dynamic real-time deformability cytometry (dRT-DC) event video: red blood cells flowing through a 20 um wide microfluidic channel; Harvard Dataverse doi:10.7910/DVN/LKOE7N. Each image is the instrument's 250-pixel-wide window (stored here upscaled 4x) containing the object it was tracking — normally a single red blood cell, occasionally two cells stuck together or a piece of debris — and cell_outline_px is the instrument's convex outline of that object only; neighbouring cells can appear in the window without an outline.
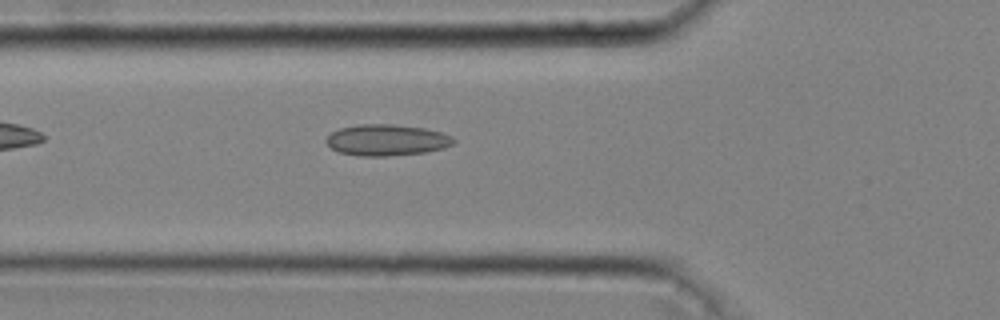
{"species": "common noctule bat (a hibernating species)", "species_latin": "Nyctalus noctula", "temperature_condition": "cold", "stored_images_in_passage": 30, "camera_frame_rate_fps": 3000, "um_per_image_px": 0.085, "animal": {"sex": "male", "body_mass_g": 20.4}, "frame": {"image": 1, "passage_image": 3, "time_ms": 0.667, "image_size_px": [1000, 320], "cell_outline_px": [[456, 140], [452, 144], [444, 148], [424, 152], [388, 156], [360, 156], [340, 152], [332, 148], [324, 140], [332, 132], [340, 128], [360, 124], [392, 124], [424, 128], [440, 132], [452, 136]], "centroid_in_image_um": [32.87, 11.9], "position_along_channel_um": 92.9, "area_um2": 23.06}}
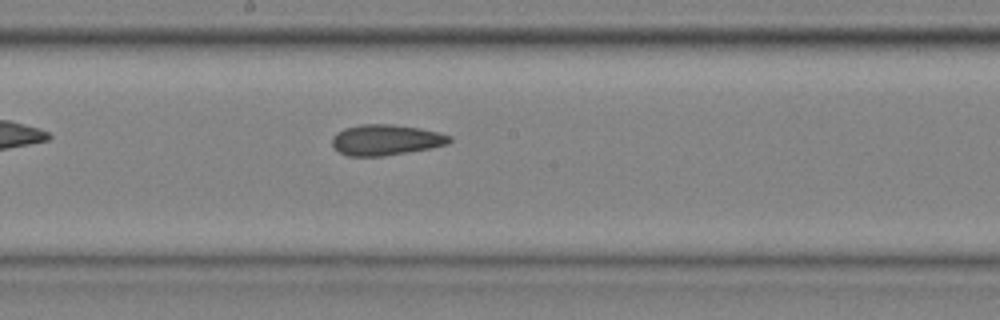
{"frame": {"image": 2, "passage_image": 12, "time_ms": 3.667, "image_size_px": [1000, 320], "cell_outline_px": [[452, 140], [448, 144], [432, 148], [384, 156], [348, 156], [340, 152], [332, 144], [332, 136], [336, 132], [344, 128], [360, 124], [388, 124], [420, 128], [452, 136]], "centroid_in_image_um": [32.79, 11.89], "position_along_channel_um": 215.4, "area_um2": 21.04}}
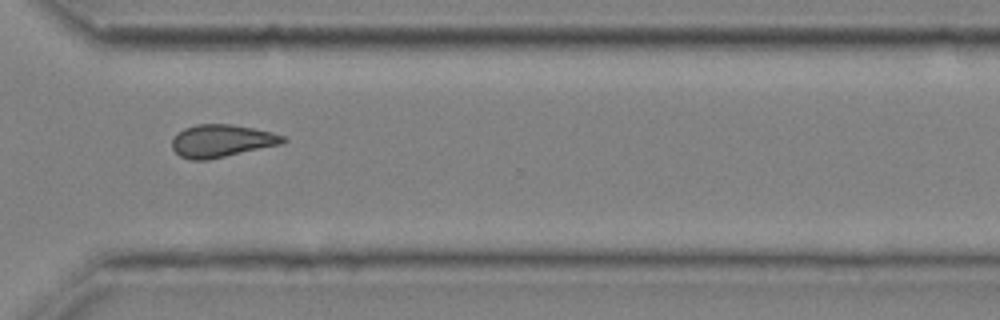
{"frame": {"image": 3, "passage_image": 22, "time_ms": 7.0, "image_size_px": [1000, 320], "cell_outline_px": [[288, 140], [284, 144], [208, 160], [192, 160], [180, 156], [172, 148], [172, 140], [184, 128], [196, 124], [232, 124], [272, 132], [284, 136]], "centroid_in_image_um": [18.88, 11.98], "position_along_channel_um": 351.7, "area_um2": 21.15}, "authors_computed_cell_mechanics": {"area_um2": 20.808, "velocity_mm_per_s": 4.0737, "shape_relaxation_time_tau1_ms": null, "shape_relaxation_time_tau2_ms": 3.2585, "deformation_change_tau1": null, "deformation_change_tau2": 0.1034}}